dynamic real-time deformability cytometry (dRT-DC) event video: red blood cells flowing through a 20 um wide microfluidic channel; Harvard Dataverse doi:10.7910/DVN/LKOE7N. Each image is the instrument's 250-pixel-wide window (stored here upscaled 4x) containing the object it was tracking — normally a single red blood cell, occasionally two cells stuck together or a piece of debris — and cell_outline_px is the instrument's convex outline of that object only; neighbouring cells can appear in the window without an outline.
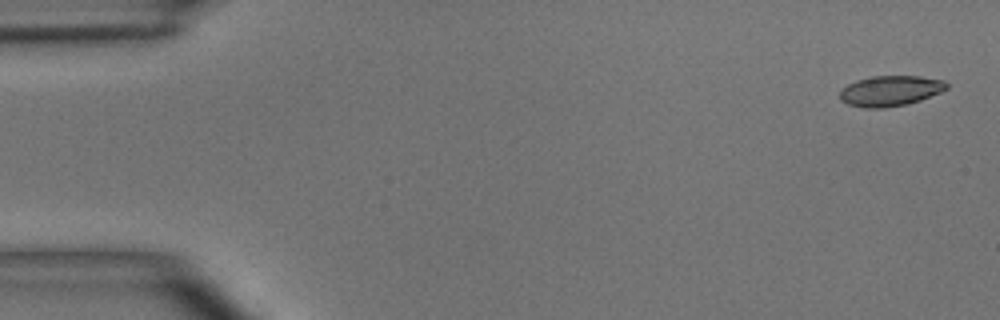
{"species": "common noctule bat (a hibernating species)", "species_latin": "Nyctalus noctula", "temperature_condition": "room temperature", "stored_images_in_passage": 7, "camera_frame_rate_fps": 3000, "um_per_image_px": 0.085, "animal": {"sex": "male", "body_mass_g": 15.6}, "frame": {"image": 1, "passage_image": 1, "time_ms": 0.0, "image_size_px": [1000, 320], "cell_outline_px": [[948, 88], [940, 92], [920, 100], [908, 104], [884, 108], [864, 108], [848, 104], [840, 100], [840, 92], [848, 84], [856, 80], [872, 76], [920, 76], [944, 80], [948, 84]], "centroid_in_image_um": [75.68, 7.72], "position_along_channel_um": 9.3, "area_um2": 18.96}}
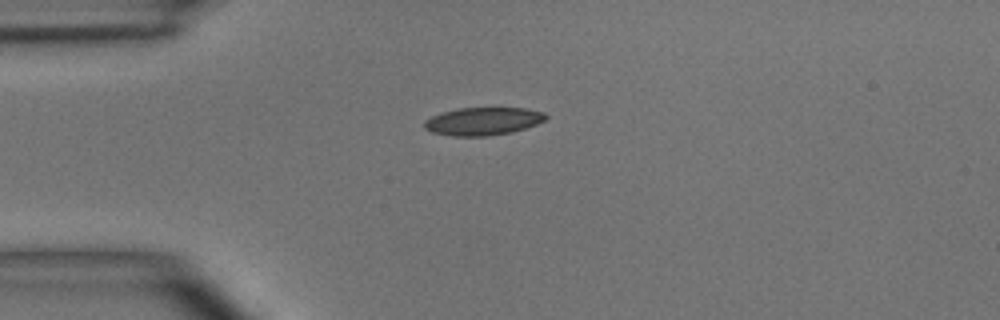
{"frame": {"image": 2, "passage_image": 4, "time_ms": 3.667, "image_size_px": [1000, 320], "cell_outline_px": [[548, 116], [544, 120], [536, 124], [512, 132], [488, 136], [452, 136], [432, 132], [424, 128], [424, 120], [432, 116], [456, 108], [524, 108], [544, 112]], "centroid_in_image_um": [41.04, 10.31], "position_along_channel_um": 44.0, "area_um2": 19.65}}
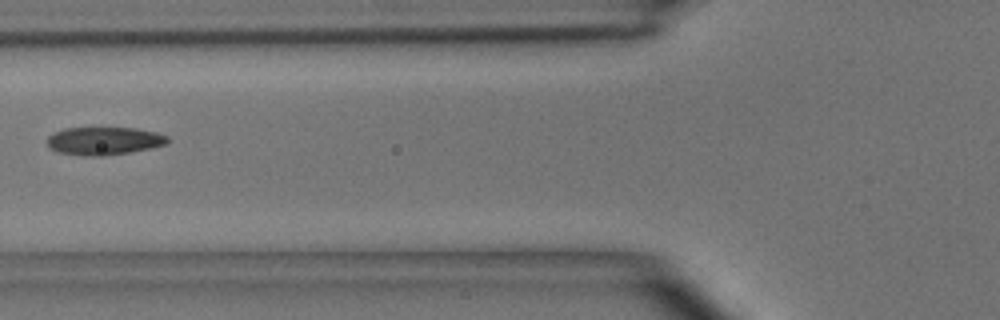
{"frame": {"image": 3, "passage_image": 6, "time_ms": 6.0, "image_size_px": [1000, 320], "cell_outline_px": [[168, 144], [152, 148], [104, 156], [84, 156], [56, 152], [48, 148], [48, 136], [64, 128], [136, 128], [156, 132], [168, 136]], "centroid_in_image_um": [8.84, 11.98], "position_along_channel_um": 117.0, "area_um2": 19.71}}